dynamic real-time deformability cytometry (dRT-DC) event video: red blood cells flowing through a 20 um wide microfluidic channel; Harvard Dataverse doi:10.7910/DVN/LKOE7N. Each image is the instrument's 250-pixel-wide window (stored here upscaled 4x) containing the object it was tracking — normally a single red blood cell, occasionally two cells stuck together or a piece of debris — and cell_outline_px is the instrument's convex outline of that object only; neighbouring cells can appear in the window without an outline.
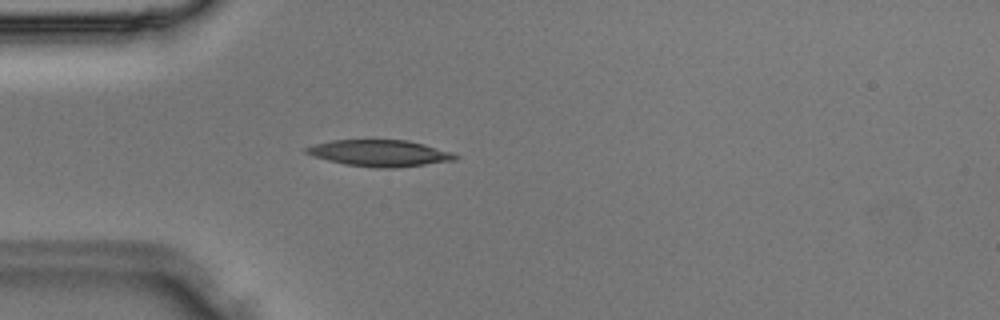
{"species": "Egyptian fruit bat (a non-hibernating species)", "species_latin": "Rousettus aegyptiacus", "temperature_condition": "room temperature", "stored_images_in_passage": 35, "camera_frame_rate_fps": 3000, "um_per_image_px": 0.085, "animal": {"sex": "male"}, "frame": {"image": 1, "passage_image": 9, "time_ms": 2.667, "image_size_px": [1000, 320], "cell_outline_px": [[460, 156], [456, 160], [392, 168], [376, 168], [344, 164], [328, 160], [304, 152], [304, 148], [316, 144], [332, 140], [408, 140], [424, 144], [452, 152]], "centroid_in_image_um": [32.3, 13.01], "position_along_channel_um": 52.7, "area_um2": 22.77}}
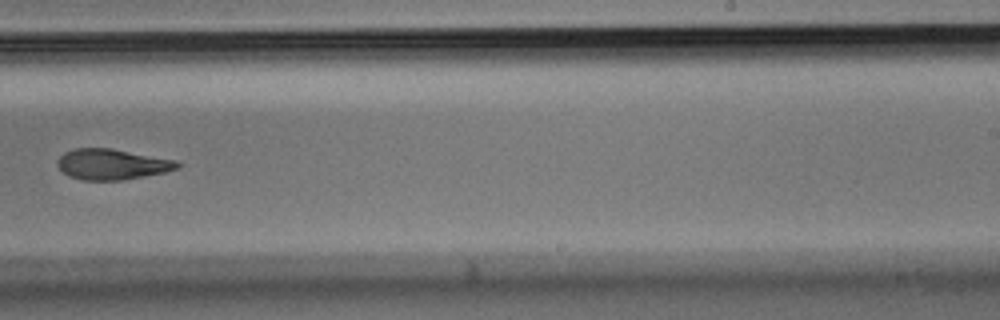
{"frame": {"image": 2, "passage_image": 22, "time_ms": 7.0, "image_size_px": [1000, 320], "cell_outline_px": [[180, 164], [176, 168], [164, 172], [124, 180], [84, 180], [68, 176], [56, 164], [56, 160], [64, 152], [76, 148], [112, 148], [176, 160]], "centroid_in_image_um": [9.48, 13.96], "position_along_channel_um": 279.5, "area_um2": 21.33}}
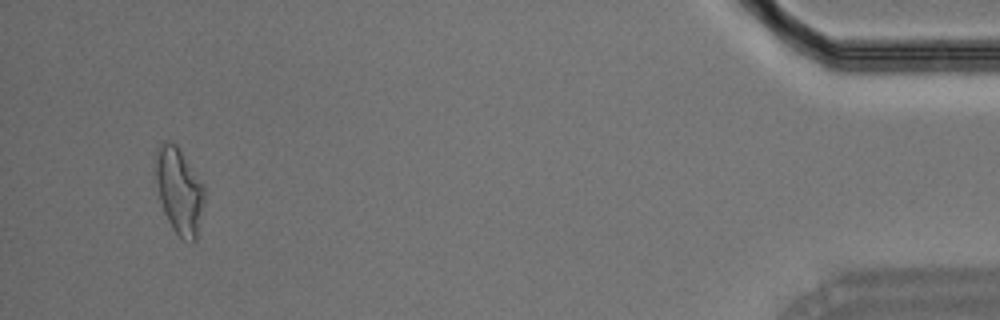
{"frame": {"image": 3, "passage_image": 34, "time_ms": 11.0, "image_size_px": [1000, 320], "cell_outline_px": [[204, 204], [196, 240], [184, 240], [172, 228], [164, 212], [160, 200], [156, 180], [156, 148], [164, 140], [172, 140], [176, 144], [204, 184]], "centroid_in_image_um": [15.24, 16.18], "position_along_channel_um": 420.0, "area_um2": 24.39}}